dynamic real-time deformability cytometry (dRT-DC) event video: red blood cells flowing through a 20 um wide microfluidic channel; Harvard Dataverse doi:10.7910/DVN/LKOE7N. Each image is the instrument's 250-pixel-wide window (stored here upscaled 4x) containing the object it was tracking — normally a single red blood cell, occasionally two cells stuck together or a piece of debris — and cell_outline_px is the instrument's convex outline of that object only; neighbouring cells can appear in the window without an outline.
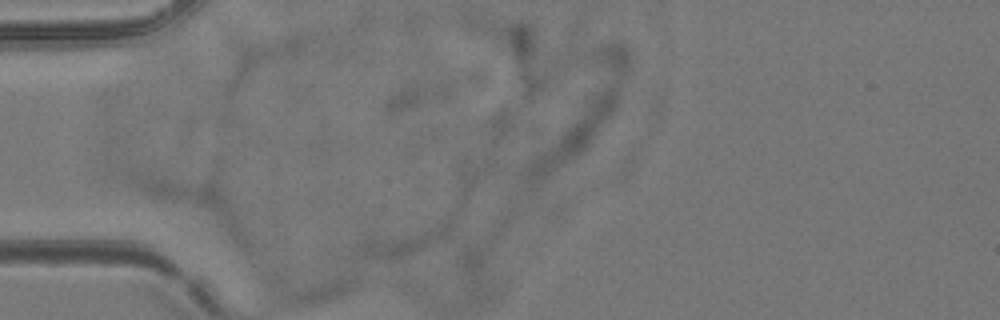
{"species": "common noctule bat (a hibernating species)", "species_latin": "Nyctalus noctula", "temperature_condition": "room temperature", "stored_images_in_passage": 2, "camera_frame_rate_fps": 3000, "um_per_image_px": 0.085, "animal": {"sex": "female", "body_mass_g": 24.6, "forearm_length_mm": 56.2}, "frame": {"image": 1, "passage_image": 1, "time_ms": 0.0, "image_size_px": [1000, 320], "cell_outline_px": [[460, 208], [452, 228], [444, 236], [396, 260], [388, 260], [356, 256], [356, 248], [364, 236], [460, 204]], "centroid_in_image_um": [34.65, 20.05], "position_along_channel_um": 50.4, "area_um2": 20.11}}